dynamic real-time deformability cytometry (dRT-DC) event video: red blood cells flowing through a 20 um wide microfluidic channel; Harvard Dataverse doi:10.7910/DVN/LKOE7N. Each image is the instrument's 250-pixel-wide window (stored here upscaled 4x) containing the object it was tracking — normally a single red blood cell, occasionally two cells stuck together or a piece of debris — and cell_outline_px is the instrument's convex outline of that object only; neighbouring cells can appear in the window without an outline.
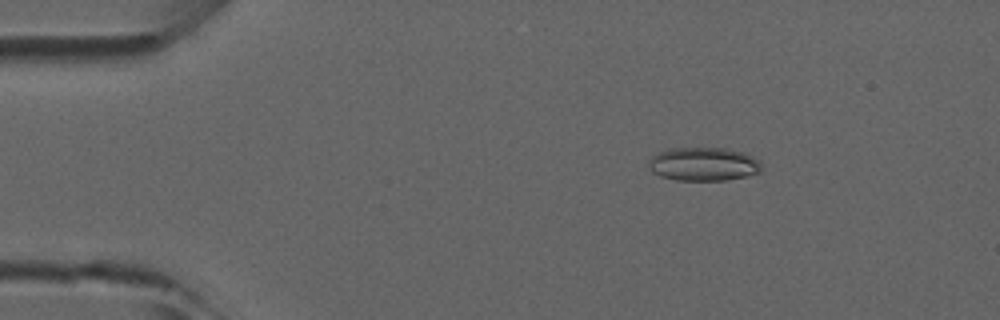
{"species": "common noctule bat (a hibernating species)", "species_latin": "Nyctalus noctula", "temperature_condition": "room temperature", "stored_images_in_passage": 48, "camera_frame_rate_fps": 3000, "um_per_image_px": 0.085, "animal": {"sex": "male", "forearm_length_mm": 52.5}, "frame": {"image": 1, "passage_image": 8, "time_ms": 2.333, "image_size_px": [1000, 320], "cell_outline_px": [[760, 172], [748, 176], [728, 180], [676, 180], [660, 176], [652, 172], [648, 168], [648, 160], [652, 156], [668, 148], [728, 148], [744, 152], [760, 160]], "centroid_in_image_um": [59.79, 13.95], "position_along_channel_um": 25.2, "area_um2": 22.31}}
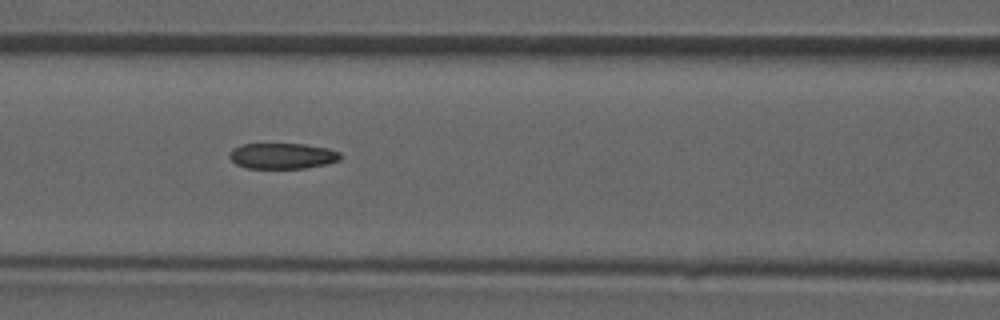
{"frame": {"image": 2, "passage_image": 21, "time_ms": 6.667, "image_size_px": [1000, 320], "cell_outline_px": [[340, 160], [328, 164], [304, 168], [244, 168], [236, 164], [228, 156], [232, 148], [244, 144], [304, 144], [328, 148], [340, 152]], "centroid_in_image_um": [24.0, 13.25], "position_along_channel_um": 142.6, "area_um2": 16.7}}